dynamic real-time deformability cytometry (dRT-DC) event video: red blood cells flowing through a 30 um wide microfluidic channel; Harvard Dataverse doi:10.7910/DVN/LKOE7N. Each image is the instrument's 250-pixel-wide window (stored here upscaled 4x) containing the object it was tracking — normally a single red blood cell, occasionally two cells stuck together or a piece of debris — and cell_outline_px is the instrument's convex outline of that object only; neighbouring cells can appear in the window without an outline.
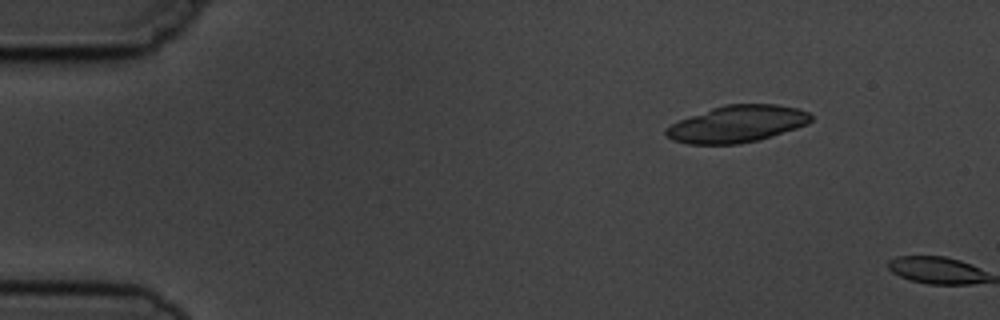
{"species": "common noctule bat (a hibernating species)", "species_latin": "Nyctalus noctula", "temperature_condition": "cold", "stored_images_in_passage": 3, "camera_frame_rate_fps": 3000, "um_per_image_px": 0.085, "animal": {"sex": "male", "body_mass_g": 19.5, "forearm_length_mm": 54.6}, "frame": {"image": 1, "passage_image": 2, "time_ms": 1.0, "image_size_px": [1000, 320], "cell_outline_px": [[812, 120], [808, 124], [760, 140], [736, 144], [688, 144], [672, 140], [664, 132], [664, 128], [680, 120], [712, 108], [724, 104], [776, 104], [800, 108], [808, 112], [812, 116]], "centroid_in_image_um": [62.68, 10.53], "position_along_channel_um": 22.3, "area_um2": 31.15}}